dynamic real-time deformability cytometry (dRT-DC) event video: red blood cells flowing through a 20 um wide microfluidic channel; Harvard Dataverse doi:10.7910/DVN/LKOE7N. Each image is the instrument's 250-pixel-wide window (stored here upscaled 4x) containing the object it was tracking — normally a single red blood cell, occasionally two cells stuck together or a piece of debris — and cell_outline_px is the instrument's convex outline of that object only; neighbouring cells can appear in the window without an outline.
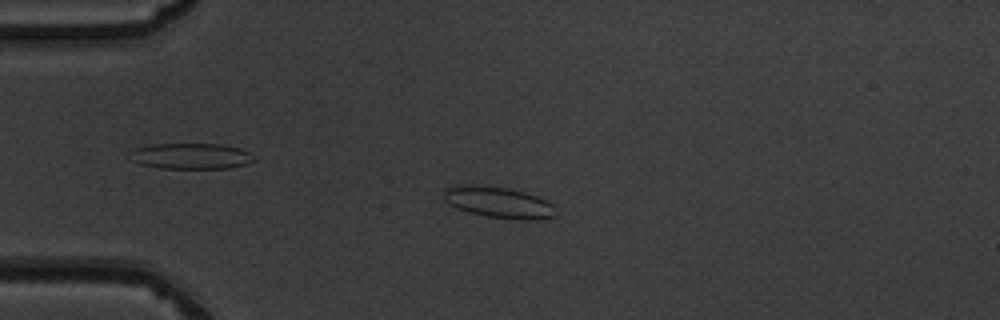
{"species": "common noctule bat (a hibernating species)", "species_latin": "Nyctalus noctula", "temperature_condition": "warm", "stored_images_in_passage": 51, "camera_frame_rate_fps": 3000, "um_per_image_px": 0.085, "animal": {"sex": "male", "body_mass_g": 19.5, "forearm_length_mm": 54.6}, "frame": {"image": 1, "passage_image": 13, "time_ms": 4.0, "image_size_px": [1000, 320], "cell_outline_px": [[552, 216], [540, 220], [512, 220], [484, 216], [468, 212], [456, 208], [444, 200], [444, 188], [456, 184], [472, 184], [508, 188], [524, 192], [536, 196], [552, 204]], "centroid_in_image_um": [42.29, 17.2], "position_along_channel_um": 42.7, "area_um2": 20.46}}
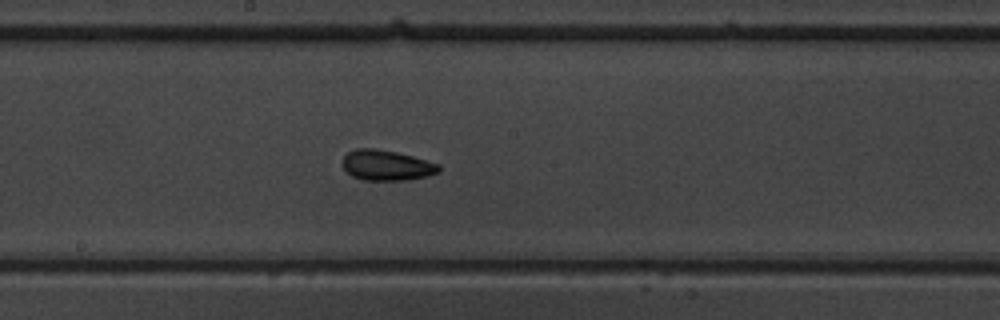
{"frame": {"image": 2, "passage_image": 28, "time_ms": 9.0, "image_size_px": [1000, 320], "cell_outline_px": [[440, 172], [428, 176], [408, 180], [364, 180], [352, 176], [340, 164], [344, 156], [348, 152], [356, 148], [376, 148], [396, 152], [412, 156], [440, 164]], "centroid_in_image_um": [32.86, 14.05], "position_along_channel_um": 215.3, "area_um2": 17.22}}
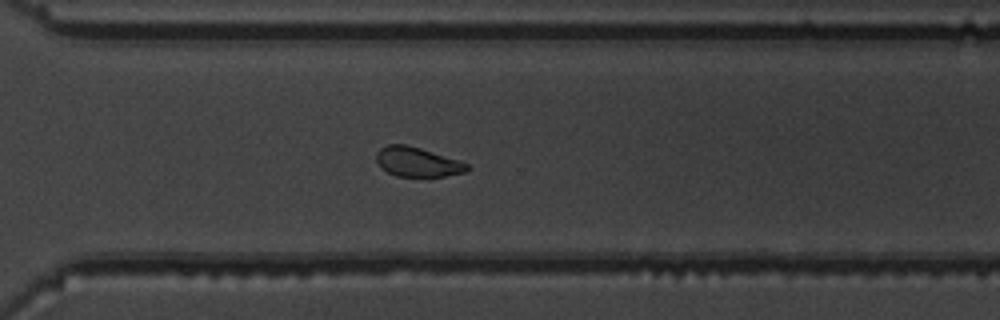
{"frame": {"image": 3, "passage_image": 37, "time_ms": 12.0, "image_size_px": [1000, 320], "cell_outline_px": [[472, 168], [468, 172], [444, 176], [396, 176], [380, 168], [376, 160], [376, 152], [380, 148], [388, 144], [408, 144], [460, 160], [468, 164]], "centroid_in_image_um": [35.5, 13.76], "position_along_channel_um": 335.1, "area_um2": 15.9}, "authors_computed_cell_mechanics": {"area_um2": 17.051, "velocity_mm_per_s": 3.9969, "shape_relaxation_time_tau1_ms": 2.9801, "shape_relaxation_time_tau2_ms": 2.506, "deformation_change_tau1": 0.1105, "deformation_change_tau2": 0.0819}}